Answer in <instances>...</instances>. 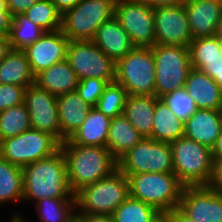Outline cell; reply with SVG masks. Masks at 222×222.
Returning <instances> with one entry per match:
<instances>
[{
	"label": "cell",
	"mask_w": 222,
	"mask_h": 222,
	"mask_svg": "<svg viewBox=\"0 0 222 222\" xmlns=\"http://www.w3.org/2000/svg\"><path fill=\"white\" fill-rule=\"evenodd\" d=\"M32 129L47 132L61 143L57 97L33 83L26 87L25 99Z\"/></svg>",
	"instance_id": "obj_13"
},
{
	"label": "cell",
	"mask_w": 222,
	"mask_h": 222,
	"mask_svg": "<svg viewBox=\"0 0 222 222\" xmlns=\"http://www.w3.org/2000/svg\"><path fill=\"white\" fill-rule=\"evenodd\" d=\"M130 196L167 214L179 206L184 186L174 173H137L128 176Z\"/></svg>",
	"instance_id": "obj_5"
},
{
	"label": "cell",
	"mask_w": 222,
	"mask_h": 222,
	"mask_svg": "<svg viewBox=\"0 0 222 222\" xmlns=\"http://www.w3.org/2000/svg\"><path fill=\"white\" fill-rule=\"evenodd\" d=\"M109 83L98 78H87L79 81L76 88L78 95L91 107H96L98 99Z\"/></svg>",
	"instance_id": "obj_37"
},
{
	"label": "cell",
	"mask_w": 222,
	"mask_h": 222,
	"mask_svg": "<svg viewBox=\"0 0 222 222\" xmlns=\"http://www.w3.org/2000/svg\"><path fill=\"white\" fill-rule=\"evenodd\" d=\"M57 102L62 143L83 124L92 107L88 105L76 91L58 96Z\"/></svg>",
	"instance_id": "obj_22"
},
{
	"label": "cell",
	"mask_w": 222,
	"mask_h": 222,
	"mask_svg": "<svg viewBox=\"0 0 222 222\" xmlns=\"http://www.w3.org/2000/svg\"><path fill=\"white\" fill-rule=\"evenodd\" d=\"M23 15L45 32L61 30L62 14L56 9L51 0H39Z\"/></svg>",
	"instance_id": "obj_34"
},
{
	"label": "cell",
	"mask_w": 222,
	"mask_h": 222,
	"mask_svg": "<svg viewBox=\"0 0 222 222\" xmlns=\"http://www.w3.org/2000/svg\"><path fill=\"white\" fill-rule=\"evenodd\" d=\"M26 88L14 84H0V112L24 103Z\"/></svg>",
	"instance_id": "obj_38"
},
{
	"label": "cell",
	"mask_w": 222,
	"mask_h": 222,
	"mask_svg": "<svg viewBox=\"0 0 222 222\" xmlns=\"http://www.w3.org/2000/svg\"><path fill=\"white\" fill-rule=\"evenodd\" d=\"M215 36L218 37V38H222V17H221L220 21L217 24Z\"/></svg>",
	"instance_id": "obj_49"
},
{
	"label": "cell",
	"mask_w": 222,
	"mask_h": 222,
	"mask_svg": "<svg viewBox=\"0 0 222 222\" xmlns=\"http://www.w3.org/2000/svg\"><path fill=\"white\" fill-rule=\"evenodd\" d=\"M66 60L75 71L79 81L98 78L115 82V65L93 41H70Z\"/></svg>",
	"instance_id": "obj_11"
},
{
	"label": "cell",
	"mask_w": 222,
	"mask_h": 222,
	"mask_svg": "<svg viewBox=\"0 0 222 222\" xmlns=\"http://www.w3.org/2000/svg\"><path fill=\"white\" fill-rule=\"evenodd\" d=\"M208 186L222 192V157L213 158V172Z\"/></svg>",
	"instance_id": "obj_42"
},
{
	"label": "cell",
	"mask_w": 222,
	"mask_h": 222,
	"mask_svg": "<svg viewBox=\"0 0 222 222\" xmlns=\"http://www.w3.org/2000/svg\"><path fill=\"white\" fill-rule=\"evenodd\" d=\"M66 160L68 183L75 194L81 188L113 174L117 159L107 147L60 143Z\"/></svg>",
	"instance_id": "obj_1"
},
{
	"label": "cell",
	"mask_w": 222,
	"mask_h": 222,
	"mask_svg": "<svg viewBox=\"0 0 222 222\" xmlns=\"http://www.w3.org/2000/svg\"><path fill=\"white\" fill-rule=\"evenodd\" d=\"M155 222H173L167 214H161Z\"/></svg>",
	"instance_id": "obj_50"
},
{
	"label": "cell",
	"mask_w": 222,
	"mask_h": 222,
	"mask_svg": "<svg viewBox=\"0 0 222 222\" xmlns=\"http://www.w3.org/2000/svg\"><path fill=\"white\" fill-rule=\"evenodd\" d=\"M38 1L39 0H6V3L7 9L10 11L12 17H14L23 14Z\"/></svg>",
	"instance_id": "obj_41"
},
{
	"label": "cell",
	"mask_w": 222,
	"mask_h": 222,
	"mask_svg": "<svg viewBox=\"0 0 222 222\" xmlns=\"http://www.w3.org/2000/svg\"><path fill=\"white\" fill-rule=\"evenodd\" d=\"M10 222H21L19 219H11Z\"/></svg>",
	"instance_id": "obj_52"
},
{
	"label": "cell",
	"mask_w": 222,
	"mask_h": 222,
	"mask_svg": "<svg viewBox=\"0 0 222 222\" xmlns=\"http://www.w3.org/2000/svg\"><path fill=\"white\" fill-rule=\"evenodd\" d=\"M60 149V142L51 134L29 129L0 141V156L21 168L52 156Z\"/></svg>",
	"instance_id": "obj_9"
},
{
	"label": "cell",
	"mask_w": 222,
	"mask_h": 222,
	"mask_svg": "<svg viewBox=\"0 0 222 222\" xmlns=\"http://www.w3.org/2000/svg\"><path fill=\"white\" fill-rule=\"evenodd\" d=\"M173 173L184 187L208 186L213 172L212 149L181 137L170 143Z\"/></svg>",
	"instance_id": "obj_4"
},
{
	"label": "cell",
	"mask_w": 222,
	"mask_h": 222,
	"mask_svg": "<svg viewBox=\"0 0 222 222\" xmlns=\"http://www.w3.org/2000/svg\"><path fill=\"white\" fill-rule=\"evenodd\" d=\"M35 83L58 97L76 91L79 79L69 62L65 59L40 72L35 77Z\"/></svg>",
	"instance_id": "obj_23"
},
{
	"label": "cell",
	"mask_w": 222,
	"mask_h": 222,
	"mask_svg": "<svg viewBox=\"0 0 222 222\" xmlns=\"http://www.w3.org/2000/svg\"><path fill=\"white\" fill-rule=\"evenodd\" d=\"M144 137L130 124L124 114L111 119L106 147L118 160Z\"/></svg>",
	"instance_id": "obj_25"
},
{
	"label": "cell",
	"mask_w": 222,
	"mask_h": 222,
	"mask_svg": "<svg viewBox=\"0 0 222 222\" xmlns=\"http://www.w3.org/2000/svg\"><path fill=\"white\" fill-rule=\"evenodd\" d=\"M115 81L128 95L155 96V63L150 47H134L115 65Z\"/></svg>",
	"instance_id": "obj_8"
},
{
	"label": "cell",
	"mask_w": 222,
	"mask_h": 222,
	"mask_svg": "<svg viewBox=\"0 0 222 222\" xmlns=\"http://www.w3.org/2000/svg\"><path fill=\"white\" fill-rule=\"evenodd\" d=\"M11 51L9 36H0V62Z\"/></svg>",
	"instance_id": "obj_46"
},
{
	"label": "cell",
	"mask_w": 222,
	"mask_h": 222,
	"mask_svg": "<svg viewBox=\"0 0 222 222\" xmlns=\"http://www.w3.org/2000/svg\"><path fill=\"white\" fill-rule=\"evenodd\" d=\"M23 199L38 202L45 198H75L68 183L62 150L22 168Z\"/></svg>",
	"instance_id": "obj_2"
},
{
	"label": "cell",
	"mask_w": 222,
	"mask_h": 222,
	"mask_svg": "<svg viewBox=\"0 0 222 222\" xmlns=\"http://www.w3.org/2000/svg\"><path fill=\"white\" fill-rule=\"evenodd\" d=\"M92 41L115 63L135 47L127 31L114 16L97 29Z\"/></svg>",
	"instance_id": "obj_19"
},
{
	"label": "cell",
	"mask_w": 222,
	"mask_h": 222,
	"mask_svg": "<svg viewBox=\"0 0 222 222\" xmlns=\"http://www.w3.org/2000/svg\"><path fill=\"white\" fill-rule=\"evenodd\" d=\"M36 208L41 222H68L76 213V199L45 198L36 202ZM11 219L26 222L18 213H13Z\"/></svg>",
	"instance_id": "obj_28"
},
{
	"label": "cell",
	"mask_w": 222,
	"mask_h": 222,
	"mask_svg": "<svg viewBox=\"0 0 222 222\" xmlns=\"http://www.w3.org/2000/svg\"><path fill=\"white\" fill-rule=\"evenodd\" d=\"M44 33L41 27L35 25L23 14L13 17L9 34L10 46L14 50H23L36 42Z\"/></svg>",
	"instance_id": "obj_32"
},
{
	"label": "cell",
	"mask_w": 222,
	"mask_h": 222,
	"mask_svg": "<svg viewBox=\"0 0 222 222\" xmlns=\"http://www.w3.org/2000/svg\"><path fill=\"white\" fill-rule=\"evenodd\" d=\"M128 93L125 88L117 83H109L100 98L96 108L111 119L123 114Z\"/></svg>",
	"instance_id": "obj_35"
},
{
	"label": "cell",
	"mask_w": 222,
	"mask_h": 222,
	"mask_svg": "<svg viewBox=\"0 0 222 222\" xmlns=\"http://www.w3.org/2000/svg\"><path fill=\"white\" fill-rule=\"evenodd\" d=\"M191 67L201 70L207 63L219 60L222 53L218 37H202L193 39L189 45Z\"/></svg>",
	"instance_id": "obj_33"
},
{
	"label": "cell",
	"mask_w": 222,
	"mask_h": 222,
	"mask_svg": "<svg viewBox=\"0 0 222 222\" xmlns=\"http://www.w3.org/2000/svg\"><path fill=\"white\" fill-rule=\"evenodd\" d=\"M218 40H219V45H220V51L222 53V38H218Z\"/></svg>",
	"instance_id": "obj_51"
},
{
	"label": "cell",
	"mask_w": 222,
	"mask_h": 222,
	"mask_svg": "<svg viewBox=\"0 0 222 222\" xmlns=\"http://www.w3.org/2000/svg\"><path fill=\"white\" fill-rule=\"evenodd\" d=\"M118 170L125 176L137 173H173L170 143L143 138L118 160Z\"/></svg>",
	"instance_id": "obj_10"
},
{
	"label": "cell",
	"mask_w": 222,
	"mask_h": 222,
	"mask_svg": "<svg viewBox=\"0 0 222 222\" xmlns=\"http://www.w3.org/2000/svg\"><path fill=\"white\" fill-rule=\"evenodd\" d=\"M174 113V115L185 122L197 107L193 98L188 95L185 88L177 89L161 98Z\"/></svg>",
	"instance_id": "obj_36"
},
{
	"label": "cell",
	"mask_w": 222,
	"mask_h": 222,
	"mask_svg": "<svg viewBox=\"0 0 222 222\" xmlns=\"http://www.w3.org/2000/svg\"><path fill=\"white\" fill-rule=\"evenodd\" d=\"M173 222H195L193 219L187 217L178 207L167 213Z\"/></svg>",
	"instance_id": "obj_45"
},
{
	"label": "cell",
	"mask_w": 222,
	"mask_h": 222,
	"mask_svg": "<svg viewBox=\"0 0 222 222\" xmlns=\"http://www.w3.org/2000/svg\"><path fill=\"white\" fill-rule=\"evenodd\" d=\"M158 100L156 96H127L123 114L144 138L151 136L153 114Z\"/></svg>",
	"instance_id": "obj_24"
},
{
	"label": "cell",
	"mask_w": 222,
	"mask_h": 222,
	"mask_svg": "<svg viewBox=\"0 0 222 222\" xmlns=\"http://www.w3.org/2000/svg\"><path fill=\"white\" fill-rule=\"evenodd\" d=\"M222 110L197 109L184 122V137L213 148L222 128Z\"/></svg>",
	"instance_id": "obj_17"
},
{
	"label": "cell",
	"mask_w": 222,
	"mask_h": 222,
	"mask_svg": "<svg viewBox=\"0 0 222 222\" xmlns=\"http://www.w3.org/2000/svg\"><path fill=\"white\" fill-rule=\"evenodd\" d=\"M111 118L92 107L83 124L65 141L68 144L106 147Z\"/></svg>",
	"instance_id": "obj_21"
},
{
	"label": "cell",
	"mask_w": 222,
	"mask_h": 222,
	"mask_svg": "<svg viewBox=\"0 0 222 222\" xmlns=\"http://www.w3.org/2000/svg\"><path fill=\"white\" fill-rule=\"evenodd\" d=\"M12 19L6 0H0V36H9Z\"/></svg>",
	"instance_id": "obj_40"
},
{
	"label": "cell",
	"mask_w": 222,
	"mask_h": 222,
	"mask_svg": "<svg viewBox=\"0 0 222 222\" xmlns=\"http://www.w3.org/2000/svg\"><path fill=\"white\" fill-rule=\"evenodd\" d=\"M129 196V179L117 169L110 176L75 193L77 214L100 221L108 220Z\"/></svg>",
	"instance_id": "obj_3"
},
{
	"label": "cell",
	"mask_w": 222,
	"mask_h": 222,
	"mask_svg": "<svg viewBox=\"0 0 222 222\" xmlns=\"http://www.w3.org/2000/svg\"><path fill=\"white\" fill-rule=\"evenodd\" d=\"M178 208L195 222H222V192L209 186L184 187Z\"/></svg>",
	"instance_id": "obj_15"
},
{
	"label": "cell",
	"mask_w": 222,
	"mask_h": 222,
	"mask_svg": "<svg viewBox=\"0 0 222 222\" xmlns=\"http://www.w3.org/2000/svg\"><path fill=\"white\" fill-rule=\"evenodd\" d=\"M69 42L64 33L58 30L44 33L36 42L23 49L34 76L65 60Z\"/></svg>",
	"instance_id": "obj_16"
},
{
	"label": "cell",
	"mask_w": 222,
	"mask_h": 222,
	"mask_svg": "<svg viewBox=\"0 0 222 222\" xmlns=\"http://www.w3.org/2000/svg\"><path fill=\"white\" fill-rule=\"evenodd\" d=\"M68 222H100V220L92 219L90 217H84L77 213Z\"/></svg>",
	"instance_id": "obj_48"
},
{
	"label": "cell",
	"mask_w": 222,
	"mask_h": 222,
	"mask_svg": "<svg viewBox=\"0 0 222 222\" xmlns=\"http://www.w3.org/2000/svg\"><path fill=\"white\" fill-rule=\"evenodd\" d=\"M29 129L30 117L25 102L0 112V141Z\"/></svg>",
	"instance_id": "obj_31"
},
{
	"label": "cell",
	"mask_w": 222,
	"mask_h": 222,
	"mask_svg": "<svg viewBox=\"0 0 222 222\" xmlns=\"http://www.w3.org/2000/svg\"><path fill=\"white\" fill-rule=\"evenodd\" d=\"M200 71L214 79L222 93V55L214 63H207Z\"/></svg>",
	"instance_id": "obj_39"
},
{
	"label": "cell",
	"mask_w": 222,
	"mask_h": 222,
	"mask_svg": "<svg viewBox=\"0 0 222 222\" xmlns=\"http://www.w3.org/2000/svg\"><path fill=\"white\" fill-rule=\"evenodd\" d=\"M203 1L222 2V0H203Z\"/></svg>",
	"instance_id": "obj_53"
},
{
	"label": "cell",
	"mask_w": 222,
	"mask_h": 222,
	"mask_svg": "<svg viewBox=\"0 0 222 222\" xmlns=\"http://www.w3.org/2000/svg\"><path fill=\"white\" fill-rule=\"evenodd\" d=\"M193 39L215 36L222 2L189 0L184 4Z\"/></svg>",
	"instance_id": "obj_18"
},
{
	"label": "cell",
	"mask_w": 222,
	"mask_h": 222,
	"mask_svg": "<svg viewBox=\"0 0 222 222\" xmlns=\"http://www.w3.org/2000/svg\"><path fill=\"white\" fill-rule=\"evenodd\" d=\"M23 200L22 168L0 156V205Z\"/></svg>",
	"instance_id": "obj_29"
},
{
	"label": "cell",
	"mask_w": 222,
	"mask_h": 222,
	"mask_svg": "<svg viewBox=\"0 0 222 222\" xmlns=\"http://www.w3.org/2000/svg\"><path fill=\"white\" fill-rule=\"evenodd\" d=\"M213 158L222 157V128L219 137L217 138V142L215 146L212 148Z\"/></svg>",
	"instance_id": "obj_47"
},
{
	"label": "cell",
	"mask_w": 222,
	"mask_h": 222,
	"mask_svg": "<svg viewBox=\"0 0 222 222\" xmlns=\"http://www.w3.org/2000/svg\"><path fill=\"white\" fill-rule=\"evenodd\" d=\"M35 83L26 54L22 50H14L0 62V84H14L27 87Z\"/></svg>",
	"instance_id": "obj_27"
},
{
	"label": "cell",
	"mask_w": 222,
	"mask_h": 222,
	"mask_svg": "<svg viewBox=\"0 0 222 222\" xmlns=\"http://www.w3.org/2000/svg\"><path fill=\"white\" fill-rule=\"evenodd\" d=\"M116 0H81L62 14L61 31L69 41H92L97 29L114 16Z\"/></svg>",
	"instance_id": "obj_6"
},
{
	"label": "cell",
	"mask_w": 222,
	"mask_h": 222,
	"mask_svg": "<svg viewBox=\"0 0 222 222\" xmlns=\"http://www.w3.org/2000/svg\"><path fill=\"white\" fill-rule=\"evenodd\" d=\"M154 7L143 0H116L114 17L127 31L135 47L155 45Z\"/></svg>",
	"instance_id": "obj_12"
},
{
	"label": "cell",
	"mask_w": 222,
	"mask_h": 222,
	"mask_svg": "<svg viewBox=\"0 0 222 222\" xmlns=\"http://www.w3.org/2000/svg\"><path fill=\"white\" fill-rule=\"evenodd\" d=\"M162 213L153 206L129 196L108 219L109 222H155Z\"/></svg>",
	"instance_id": "obj_30"
},
{
	"label": "cell",
	"mask_w": 222,
	"mask_h": 222,
	"mask_svg": "<svg viewBox=\"0 0 222 222\" xmlns=\"http://www.w3.org/2000/svg\"><path fill=\"white\" fill-rule=\"evenodd\" d=\"M184 137V122L176 117L167 104L159 99L153 114V126L150 139L171 143Z\"/></svg>",
	"instance_id": "obj_26"
},
{
	"label": "cell",
	"mask_w": 222,
	"mask_h": 222,
	"mask_svg": "<svg viewBox=\"0 0 222 222\" xmlns=\"http://www.w3.org/2000/svg\"><path fill=\"white\" fill-rule=\"evenodd\" d=\"M56 9L63 14L69 9L75 7L81 0H51Z\"/></svg>",
	"instance_id": "obj_43"
},
{
	"label": "cell",
	"mask_w": 222,
	"mask_h": 222,
	"mask_svg": "<svg viewBox=\"0 0 222 222\" xmlns=\"http://www.w3.org/2000/svg\"><path fill=\"white\" fill-rule=\"evenodd\" d=\"M155 45L189 47L193 40L184 5L154 7Z\"/></svg>",
	"instance_id": "obj_14"
},
{
	"label": "cell",
	"mask_w": 222,
	"mask_h": 222,
	"mask_svg": "<svg viewBox=\"0 0 222 222\" xmlns=\"http://www.w3.org/2000/svg\"><path fill=\"white\" fill-rule=\"evenodd\" d=\"M152 7L168 6V5H184L189 0H143Z\"/></svg>",
	"instance_id": "obj_44"
},
{
	"label": "cell",
	"mask_w": 222,
	"mask_h": 222,
	"mask_svg": "<svg viewBox=\"0 0 222 222\" xmlns=\"http://www.w3.org/2000/svg\"><path fill=\"white\" fill-rule=\"evenodd\" d=\"M151 49L155 63V96L161 99L174 90L184 88L192 69L189 47L154 45Z\"/></svg>",
	"instance_id": "obj_7"
},
{
	"label": "cell",
	"mask_w": 222,
	"mask_h": 222,
	"mask_svg": "<svg viewBox=\"0 0 222 222\" xmlns=\"http://www.w3.org/2000/svg\"><path fill=\"white\" fill-rule=\"evenodd\" d=\"M197 109L222 110V93L220 88L206 73L191 69L184 86Z\"/></svg>",
	"instance_id": "obj_20"
}]
</instances>
